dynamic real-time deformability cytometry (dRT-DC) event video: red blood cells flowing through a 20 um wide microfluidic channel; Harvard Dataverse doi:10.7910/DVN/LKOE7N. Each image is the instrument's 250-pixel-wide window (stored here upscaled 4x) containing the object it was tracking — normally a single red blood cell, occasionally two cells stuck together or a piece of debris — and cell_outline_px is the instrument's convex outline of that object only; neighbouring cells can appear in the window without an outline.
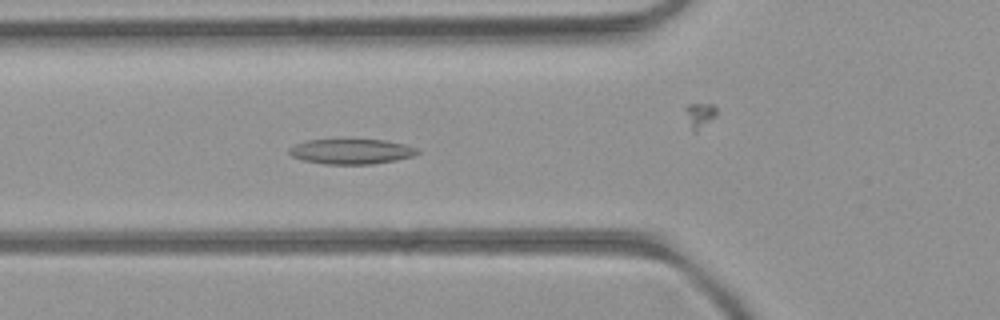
{"species": "common noctule bat (a hibernating species)", "species_latin": "Nyctalus noctula", "temperature_condition": "room temperature", "stored_images_in_passage": 52, "camera_frame_rate_fps": 3000, "um_per_image_px": 0.085, "animal": {"sex": "female", "body_mass_g": 21.9}, "frame": {"image": 1, "passage_image": 18, "time_ms": 5.667, "image_size_px": [1000, 320], "cell_outline_px": [[420, 152], [412, 156], [396, 160], [372, 164], [324, 164], [304, 160], [292, 156], [288, 152], [288, 148], [296, 144], [308, 140], [384, 140], [404, 144], [416, 148]], "centroid_in_image_um": [29.85, 12.88], "position_along_channel_um": 95.9, "area_um2": 18.55}}
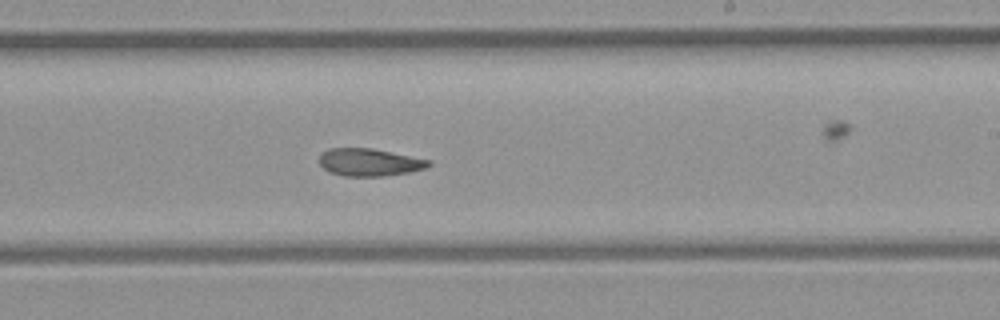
{"frame": {"image": 2, "passage_image": 30, "time_ms": 9.667, "image_size_px": [1000, 320], "cell_outline_px": [[432, 164], [428, 168], [408, 172], [384, 176], [344, 176], [328, 172], [320, 164], [320, 156], [328, 148], [372, 148], [432, 160]], "centroid_in_image_um": [31.44, 13.79], "position_along_channel_um": 257.6, "area_um2": 17.63}}
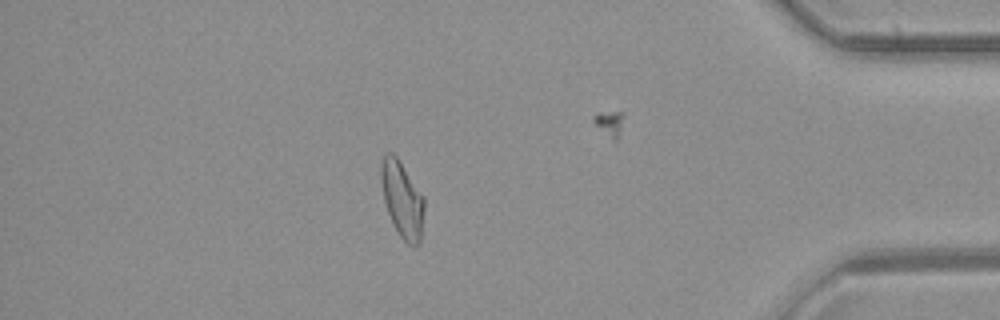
{"frame": {"image": 3, "passage_image": 44, "time_ms": 14.333, "image_size_px": [1000, 320], "cell_outline_px": [[424, 208], [420, 244], [416, 248], [408, 244], [400, 236], [388, 212], [384, 200], [380, 180], [380, 164], [384, 152], [392, 152], [396, 156], [424, 196]], "centroid_in_image_um": [34.18, 16.93], "position_along_channel_um": 401.0, "area_um2": 19.19}, "authors_computed_cell_mechanics": {"area_um2": 18.8717, "velocity_mm_per_s": 4.0274, "shape_relaxation_time_tau1_ms": null, "shape_relaxation_time_tau2_ms": 6.4892, "deformation_change_tau1": null, "deformation_change_tau2": 0.1504}}